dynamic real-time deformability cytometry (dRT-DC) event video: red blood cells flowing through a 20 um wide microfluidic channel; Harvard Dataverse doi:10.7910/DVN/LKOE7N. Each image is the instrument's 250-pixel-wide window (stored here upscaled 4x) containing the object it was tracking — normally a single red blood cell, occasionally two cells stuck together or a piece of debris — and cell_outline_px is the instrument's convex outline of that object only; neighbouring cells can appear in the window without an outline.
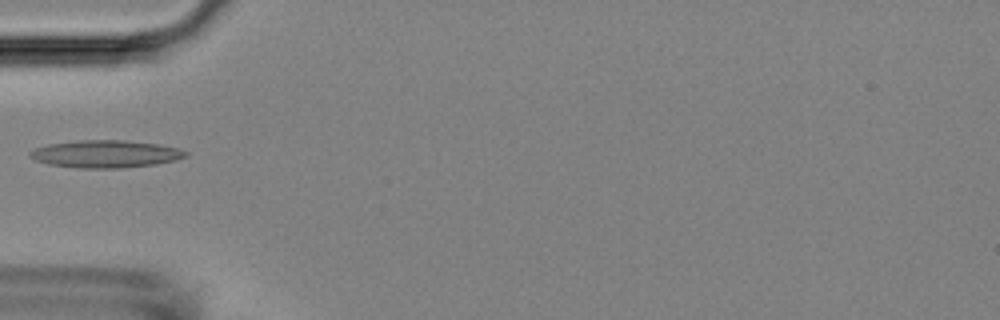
{"species": "Egyptian fruit bat (a non-hibernating species)", "species_latin": "Rousettus aegyptiacus", "temperature_condition": "room temperature", "stored_images_in_passage": 37, "camera_frame_rate_fps": 3000, "um_per_image_px": 0.085, "animal": {"sex": "female"}, "frame": {"image": 1, "passage_image": 1, "time_ms": 0.0, "image_size_px": [1000, 320], "cell_outline_px": [[188, 156], [176, 160], [156, 164], [120, 168], [76, 168], [48, 164], [36, 160], [28, 156], [28, 152], [36, 148], [48, 144], [80, 140], [124, 140], [160, 144], [180, 148], [188, 152]], "centroid_in_image_um": [9.0, 13.08], "position_along_channel_um": 76.0, "area_um2": 25.09}}
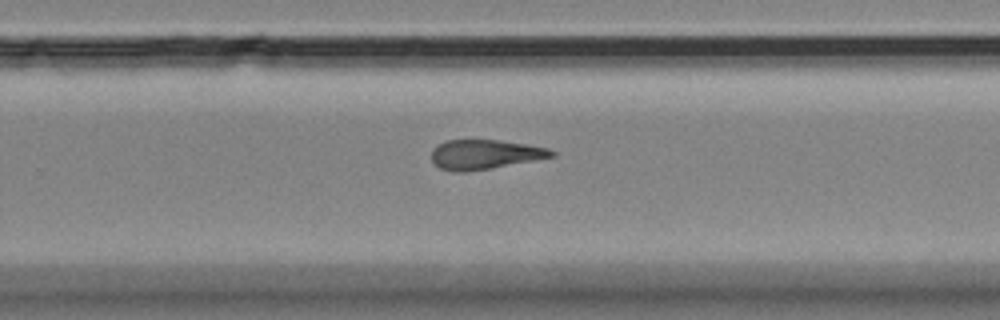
{"frame": {"image": 2, "passage_image": 18, "time_ms": 5.667, "image_size_px": [1000, 320], "cell_outline_px": [[556, 156], [492, 168], [468, 172], [452, 172], [440, 168], [432, 160], [432, 148], [436, 144], [444, 140], [500, 140], [548, 148], [556, 152]], "centroid_in_image_um": [41.18, 13.13], "position_along_channel_um": 288.6, "area_um2": 20.81}}
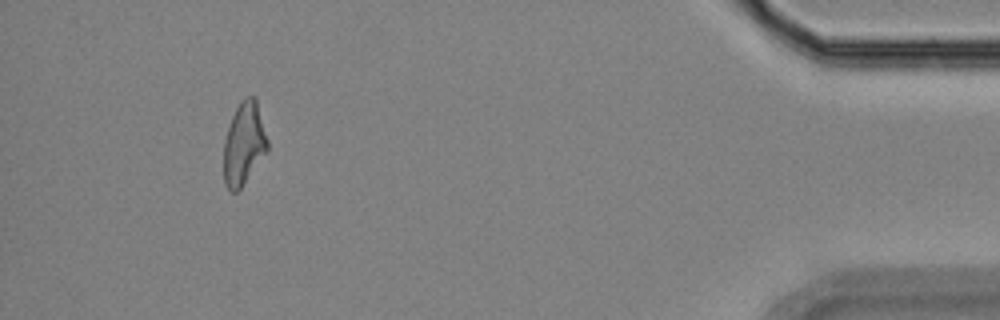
{"frame": {"image": 3, "passage_image": 33, "time_ms": 10.667, "image_size_px": [1000, 320], "cell_outline_px": [[268, 152], [240, 188], [236, 192], [232, 192], [224, 184], [224, 140], [232, 116], [240, 100], [244, 96], [256, 96], [268, 140]], "centroid_in_image_um": [20.75, 12.18], "position_along_channel_um": 414.4, "area_um2": 21.27}}